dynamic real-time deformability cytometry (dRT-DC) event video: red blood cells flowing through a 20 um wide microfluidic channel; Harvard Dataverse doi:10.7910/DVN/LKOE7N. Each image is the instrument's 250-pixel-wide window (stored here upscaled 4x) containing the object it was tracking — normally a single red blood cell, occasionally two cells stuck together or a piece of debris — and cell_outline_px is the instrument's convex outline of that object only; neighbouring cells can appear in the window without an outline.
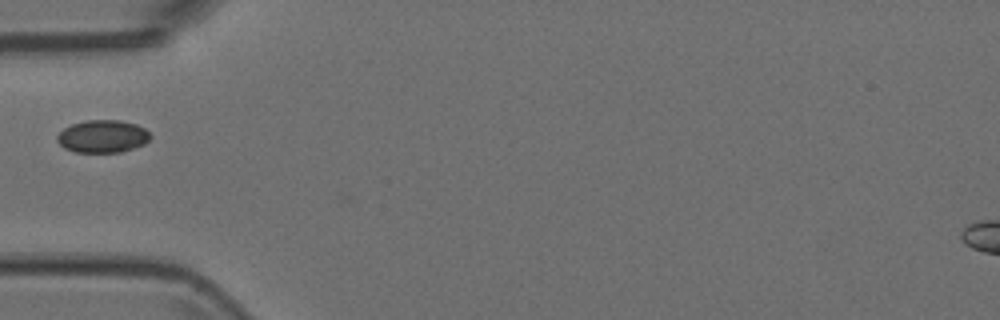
{"species": "Egyptian fruit bat (a non-hibernating species)", "species_latin": "Rousettus aegyptiacus", "temperature_condition": "room temperature", "stored_images_in_passage": 5, "camera_frame_rate_fps": 3000, "um_per_image_px": 0.085, "animal": {"sex": "female"}, "frame": {"image": 1, "passage_image": 4, "time_ms": 1.0, "image_size_px": [1000, 320], "cell_outline_px": [[152, 136], [144, 144], [120, 152], [76, 152], [64, 148], [56, 140], [56, 136], [64, 128], [72, 124], [88, 120], [120, 120], [136, 124], [144, 128]], "centroid_in_image_um": [8.71, 11.59], "position_along_channel_um": 76.3, "area_um2": 17.63}}
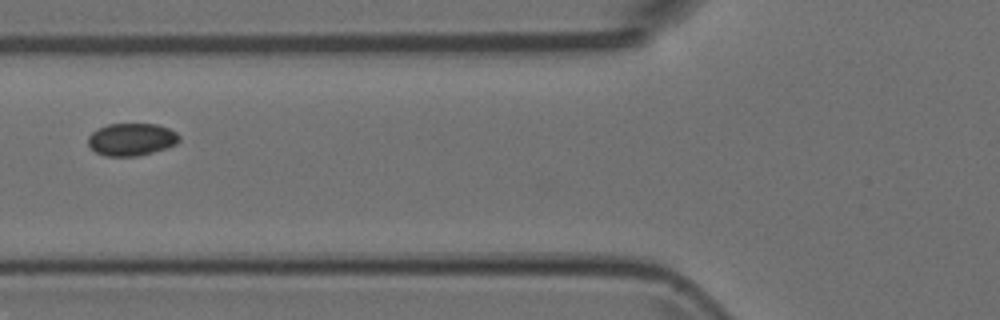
{"frame": {"image": 2, "passage_image": 5, "time_ms": 1.333, "image_size_px": [1000, 320], "cell_outline_px": [[180, 140], [176, 144], [152, 152], [136, 156], [104, 156], [96, 152], [88, 144], [88, 136], [92, 132], [108, 124], [156, 124], [168, 128], [176, 132], [180, 136]], "centroid_in_image_um": [11.18, 11.85], "position_along_channel_um": 114.6, "area_um2": 17.11}}